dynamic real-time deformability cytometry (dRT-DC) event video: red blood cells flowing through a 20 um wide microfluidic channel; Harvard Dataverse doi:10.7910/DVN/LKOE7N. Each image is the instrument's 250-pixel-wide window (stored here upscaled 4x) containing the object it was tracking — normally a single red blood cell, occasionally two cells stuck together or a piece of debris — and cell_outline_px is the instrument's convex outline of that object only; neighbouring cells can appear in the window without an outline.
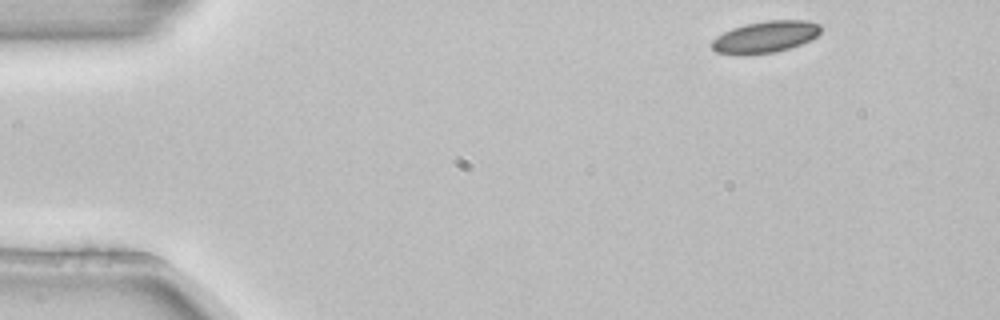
{"species": "common noctule bat (a hibernating species)", "species_latin": "Nyctalus noctula", "temperature_condition": "room temperature", "stored_images_in_passage": 4, "segment_of_instrument_passage": [1, 2], "camera_frame_rate_fps": 3000, "um_per_image_px": 0.085, "animal": {"sex": "female", "body_mass_g": 22.7, "forearm_length_mm": 54.2}, "frame": {"image": 1, "passage_image": 1, "time_ms": 0.0, "image_size_px": [1000, 320], "cell_outline_px": [[824, 28], [816, 36], [800, 44], [788, 48], [772, 52], [744, 56], [716, 52], [712, 48], [712, 40], [716, 36], [732, 28], [748, 24], [768, 20], [808, 20], [820, 24]], "centroid_in_image_um": [65.05, 3.14], "position_along_channel_um": 19.9, "area_um2": 20.11}}